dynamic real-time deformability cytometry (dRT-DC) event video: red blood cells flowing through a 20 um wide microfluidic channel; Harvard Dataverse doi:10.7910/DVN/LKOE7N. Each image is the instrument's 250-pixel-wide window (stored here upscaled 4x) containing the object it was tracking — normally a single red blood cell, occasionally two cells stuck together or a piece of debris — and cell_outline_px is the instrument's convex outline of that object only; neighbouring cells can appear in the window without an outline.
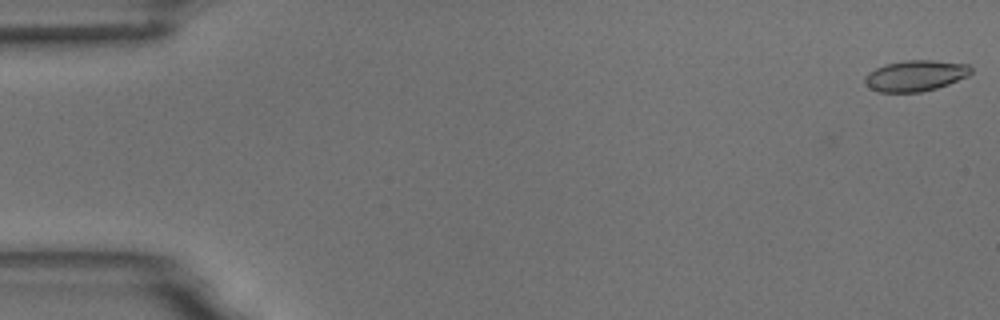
{"species": "common noctule bat (a hibernating species)", "species_latin": "Nyctalus noctula", "temperature_condition": "room temperature", "stored_images_in_passage": 5, "camera_frame_rate_fps": 3000, "um_per_image_px": 0.085, "animal": {"sex": "male", "body_mass_g": 18.8}, "frame": {"image": 1, "passage_image": 1, "time_ms": 0.0, "image_size_px": [1000, 320], "cell_outline_px": [[972, 72], [968, 76], [948, 84], [936, 88], [920, 92], [880, 92], [864, 84], [864, 76], [868, 72], [876, 68], [888, 64], [904, 60], [932, 60], [968, 64], [972, 68]], "centroid_in_image_um": [77.82, 6.43], "position_along_channel_um": 7.2, "area_um2": 19.07}}
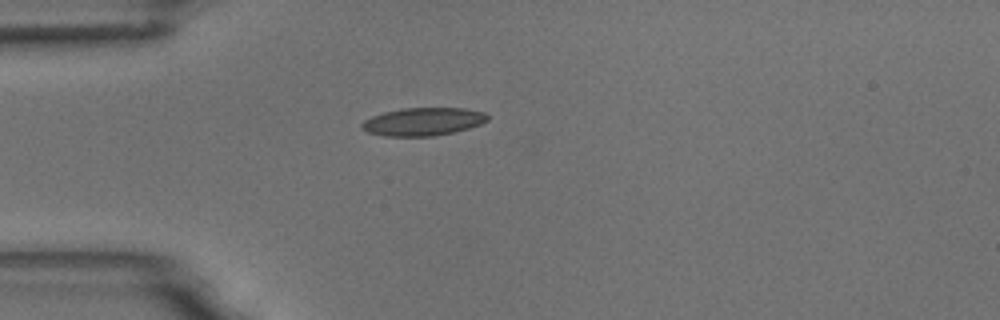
{"frame": {"image": 2, "passage_image": 5, "time_ms": 4.667, "image_size_px": [1000, 320], "cell_outline_px": [[488, 120], [480, 124], [468, 128], [436, 136], [384, 136], [368, 132], [360, 128], [360, 124], [364, 120], [372, 116], [384, 112], [400, 108], [464, 108], [484, 112], [488, 116]], "centroid_in_image_um": [35.93, 10.34], "position_along_channel_um": 49.1, "area_um2": 20.52}}